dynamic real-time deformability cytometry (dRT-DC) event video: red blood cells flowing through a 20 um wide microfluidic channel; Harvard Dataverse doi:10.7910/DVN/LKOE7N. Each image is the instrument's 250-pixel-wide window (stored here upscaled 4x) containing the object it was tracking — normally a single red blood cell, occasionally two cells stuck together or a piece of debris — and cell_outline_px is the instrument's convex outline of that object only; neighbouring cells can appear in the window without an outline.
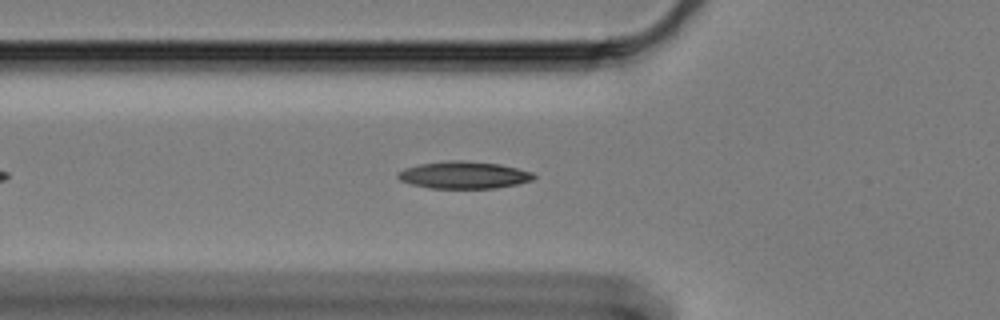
{"species": "Egyptian fruit bat (a non-hibernating species)", "species_latin": "Rousettus aegyptiacus", "temperature_condition": "cold", "stored_images_in_passage": 27, "camera_frame_rate_fps": 3000, "um_per_image_px": 0.085, "animal": {"sex": "female"}, "frame": {"image": 1, "passage_image": 11, "time_ms": 3.333, "image_size_px": [1000, 320], "cell_outline_px": [[536, 176], [532, 180], [516, 184], [496, 188], [428, 188], [412, 184], [400, 180], [396, 176], [404, 168], [420, 164], [448, 160], [460, 160], [500, 164], [532, 172]], "centroid_in_image_um": [39.42, 14.87], "position_along_channel_um": 86.4, "area_um2": 21.39}}
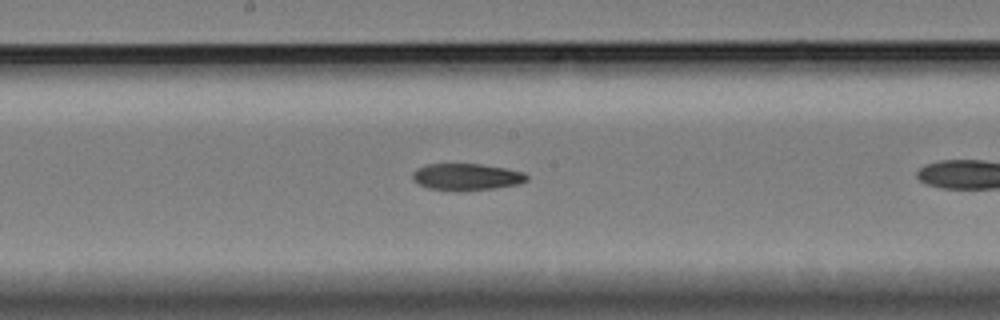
{"frame": {"image": 2, "passage_image": 18, "time_ms": 5.667, "image_size_px": [1000, 320], "cell_outline_px": [[528, 180], [520, 184], [492, 188], [428, 188], [412, 180], [412, 172], [416, 168], [424, 164], [480, 164], [504, 168], [524, 172], [528, 176]], "centroid_in_image_um": [39.65, 14.98], "position_along_channel_um": 208.5, "area_um2": 17.11}}
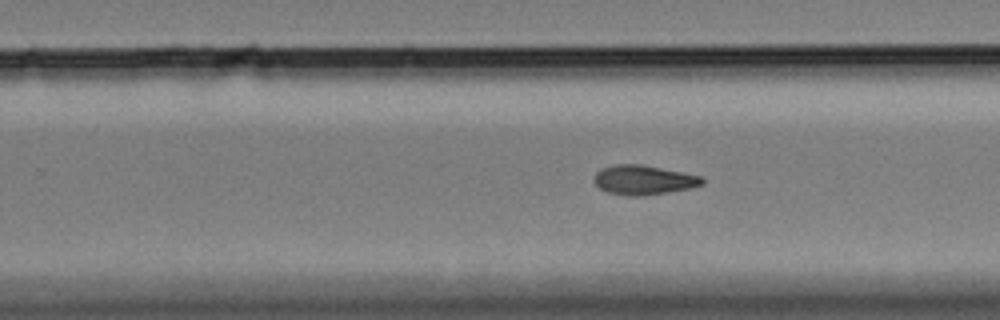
{"frame": {"image": 3, "passage_image": 24, "time_ms": 7.667, "image_size_px": [1000, 320], "cell_outline_px": [[704, 184], [688, 188], [640, 196], [628, 196], [608, 192], [600, 188], [592, 180], [596, 172], [600, 168], [612, 164], [640, 164], [700, 176], [704, 180]], "centroid_in_image_um": [54.63, 15.28], "position_along_channel_um": 275.2, "area_um2": 18.32}}